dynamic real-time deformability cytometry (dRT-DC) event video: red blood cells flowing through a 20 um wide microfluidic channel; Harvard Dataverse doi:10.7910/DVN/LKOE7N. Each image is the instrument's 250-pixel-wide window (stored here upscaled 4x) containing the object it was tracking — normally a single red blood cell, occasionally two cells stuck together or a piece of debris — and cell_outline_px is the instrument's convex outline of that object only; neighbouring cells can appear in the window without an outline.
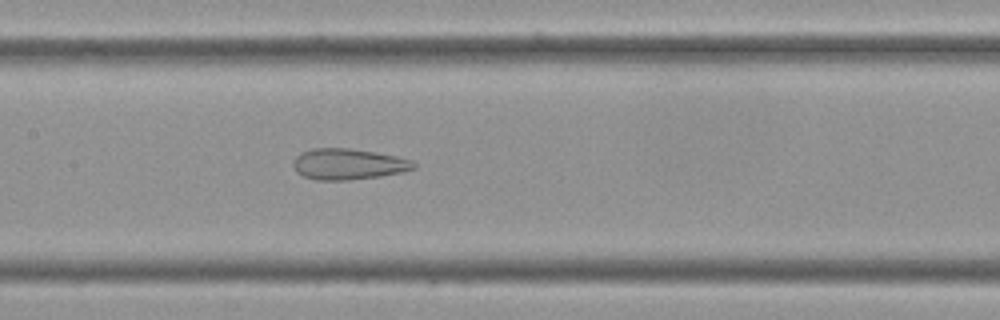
{"species": "Egyptian fruit bat (a non-hibernating species)", "species_latin": "Rousettus aegyptiacus", "temperature_condition": "cold", "stored_images_in_passage": 59, "camera_frame_rate_fps": 3000, "um_per_image_px": 0.085, "frame": {"image": 1, "passage_image": 28, "time_ms": 9.0, "image_size_px": [1000, 320], "cell_outline_px": [[416, 168], [404, 172], [380, 176], [348, 180], [316, 180], [304, 176], [296, 172], [292, 164], [292, 160], [300, 152], [312, 148], [348, 148], [396, 156], [412, 160], [416, 164]], "centroid_in_image_um": [29.58, 13.95], "position_along_channel_um": 177.8, "area_um2": 21.85}}
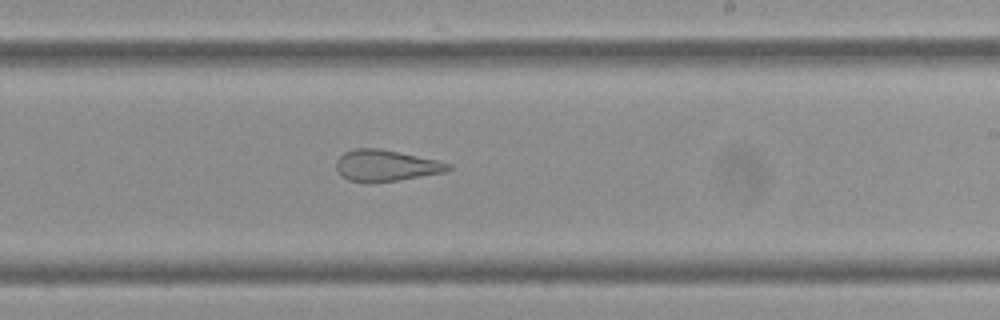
{"frame": {"image": 2, "passage_image": 35, "time_ms": 11.333, "image_size_px": [1000, 320], "cell_outline_px": [[452, 168], [444, 172], [400, 180], [348, 180], [340, 176], [336, 168], [336, 160], [344, 152], [352, 148], [380, 148], [436, 160], [452, 164]], "centroid_in_image_um": [32.79, 14.04], "position_along_channel_um": 256.2, "area_um2": 20.0}}
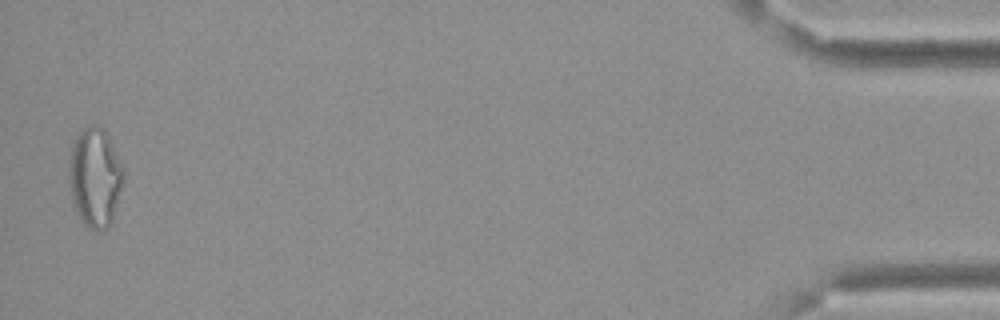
{"frame": {"image": 3, "passage_image": 58, "time_ms": 19.0, "image_size_px": [1000, 320], "cell_outline_px": [[124, 172], [112, 220], [108, 228], [96, 232], [76, 212], [72, 200], [68, 176], [68, 160], [76, 136], [80, 128], [92, 124], [96, 124], [104, 128], [108, 132], [124, 168]], "centroid_in_image_um": [8.06, 14.98], "position_along_channel_um": 427.1, "area_um2": 31.62}, "authors_computed_cell_mechanics": {"area_um2": 26.9926, "velocity_mm_per_s": 3.3704, "shape_relaxation_time_tau1_ms": null, "shape_relaxation_time_tau2_ms": 2.5607, "deformation_change_tau1": null, "deformation_change_tau2": 0.125}}